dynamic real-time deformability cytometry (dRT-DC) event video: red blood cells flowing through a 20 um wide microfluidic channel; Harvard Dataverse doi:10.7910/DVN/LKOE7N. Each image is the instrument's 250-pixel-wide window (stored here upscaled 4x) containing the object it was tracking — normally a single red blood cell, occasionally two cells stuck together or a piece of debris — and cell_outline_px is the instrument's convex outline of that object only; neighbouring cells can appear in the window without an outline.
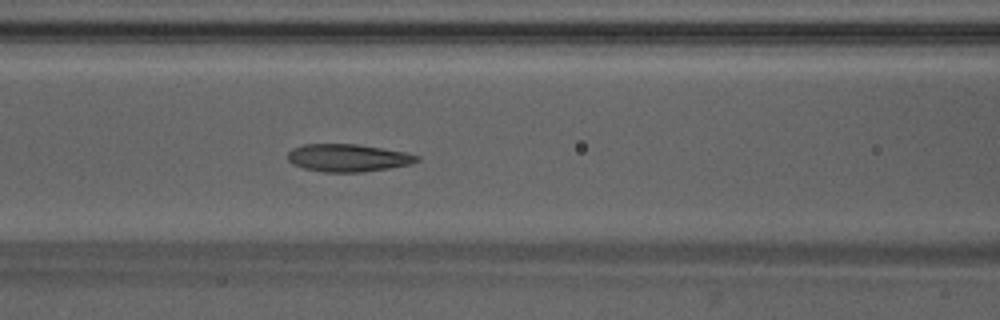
{"species": "Egyptian fruit bat (a non-hibernating species)", "species_latin": "Rousettus aegyptiacus", "temperature_condition": "warm", "stored_images_in_passage": 34, "camera_frame_rate_fps": 3000, "um_per_image_px": 0.085, "animal": {"sex": "male"}, "frame": {"image": 1, "passage_image": 6, "time_ms": 1.667, "image_size_px": [1000, 320], "cell_outline_px": [[420, 160], [412, 164], [364, 172], [324, 172], [304, 168], [292, 164], [288, 160], [288, 152], [292, 148], [304, 144], [356, 144], [404, 152], [420, 156]], "centroid_in_image_um": [29.57, 13.42], "position_along_channel_um": 137.0, "area_um2": 20.75}}
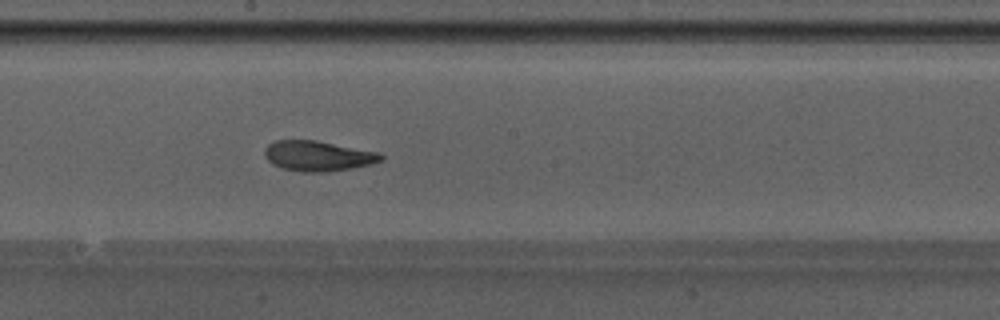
{"frame": {"image": 2, "passage_image": 12, "time_ms": 3.667, "image_size_px": [1000, 320], "cell_outline_px": [[384, 160], [372, 164], [352, 168], [328, 172], [300, 172], [284, 168], [272, 164], [264, 156], [264, 148], [268, 144], [276, 140], [316, 140], [380, 152], [384, 156]], "centroid_in_image_um": [27.05, 13.25], "position_along_channel_um": 221.2, "area_um2": 20.75}}
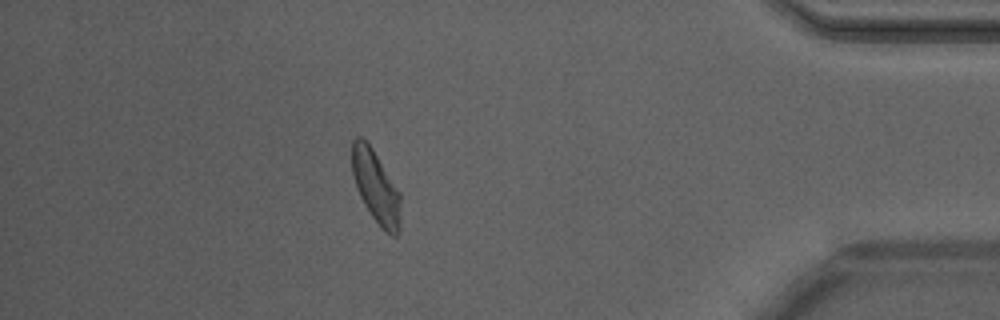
{"frame": {"image": 3, "passage_image": 28, "time_ms": 9.0, "image_size_px": [1000, 320], "cell_outline_px": [[400, 232], [396, 236], [392, 236], [384, 232], [372, 216], [364, 204], [360, 196], [352, 172], [352, 140], [356, 136], [360, 136], [372, 148], [400, 192]], "centroid_in_image_um": [31.96, 15.91], "position_along_channel_um": 403.2, "area_um2": 20.46}, "authors_computed_cell_mechanics": {"area_um2": 20.7213, "velocity_mm_per_s": 4.222, "shape_relaxation_time_tau1_ms": 3.4853, "shape_relaxation_time_tau2_ms": 1.3457, "deformation_change_tau1": 0.173, "deformation_change_tau2": 0.0872}}